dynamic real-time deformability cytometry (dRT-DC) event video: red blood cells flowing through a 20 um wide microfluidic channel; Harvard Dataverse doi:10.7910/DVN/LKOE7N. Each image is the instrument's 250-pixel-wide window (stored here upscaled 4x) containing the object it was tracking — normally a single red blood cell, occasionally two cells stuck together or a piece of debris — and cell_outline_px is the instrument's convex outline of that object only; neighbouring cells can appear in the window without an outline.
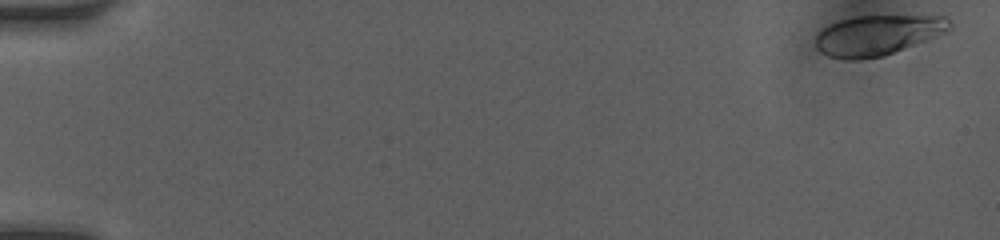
{"species": "human", "species_latin": "Homo sapiens", "temperature_condition": "room temperature", "stored_images_in_passage": 19, "camera_frame_rate_fps": 3000, "um_per_image_px": 0.085, "donor": {"sex": "female"}, "frame": {"image": 1, "passage_image": 1, "time_ms": 0.0, "image_size_px": [1000, 240], "cell_outline_px": [[952, 28], [928, 40], [884, 56], [860, 60], [848, 60], [828, 56], [820, 52], [816, 48], [816, 36], [828, 24], [840, 20], [856, 16], [944, 16], [952, 20]], "centroid_in_image_um": [74.61, 3.0], "position_along_channel_um": 10.4, "area_um2": 31.56}}
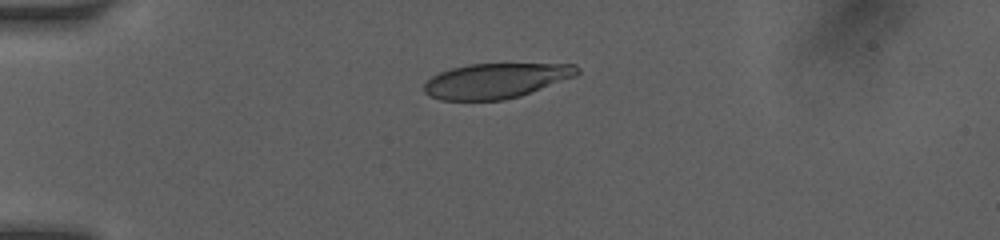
{"frame": {"image": 2, "passage_image": 10, "time_ms": 4.0, "image_size_px": [1000, 240], "cell_outline_px": [[580, 72], [576, 76], [520, 96], [504, 100], [440, 100], [428, 96], [424, 92], [424, 84], [432, 76], [440, 72], [452, 68], [468, 64], [576, 64], [580, 68]], "centroid_in_image_um": [42.15, 6.86], "position_along_channel_um": 42.8, "area_um2": 31.27}}
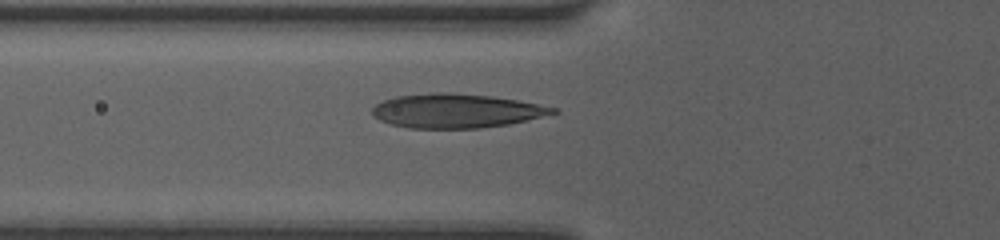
{"frame": {"image": 3, "passage_image": 18, "time_ms": 6.0, "image_size_px": [1000, 240], "cell_outline_px": [[560, 112], [508, 124], [480, 128], [408, 128], [392, 124], [380, 120], [372, 116], [372, 108], [376, 104], [384, 100], [396, 96], [436, 92], [448, 92], [492, 96], [516, 100], [556, 108]], "centroid_in_image_um": [38.74, 9.42], "position_along_channel_um": 87.1, "area_um2": 35.66}}